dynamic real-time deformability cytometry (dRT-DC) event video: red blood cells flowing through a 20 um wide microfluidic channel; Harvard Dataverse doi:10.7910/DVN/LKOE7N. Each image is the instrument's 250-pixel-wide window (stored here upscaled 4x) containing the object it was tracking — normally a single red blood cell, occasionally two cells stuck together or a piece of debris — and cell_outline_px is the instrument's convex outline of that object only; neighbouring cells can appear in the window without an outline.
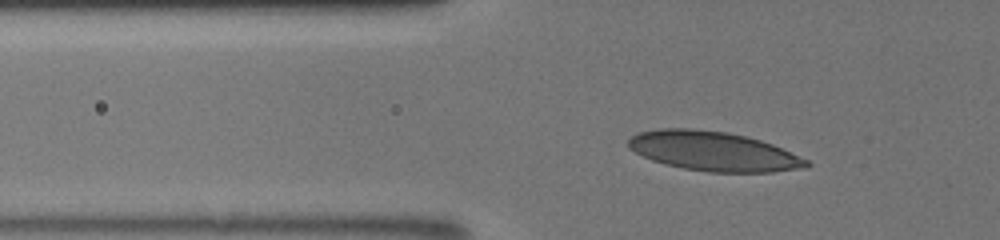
{"species": "human", "species_latin": "Homo sapiens", "temperature_condition": "room temperature", "stored_images_in_passage": 45, "segment_of_instrument_passage": [1, 2], "camera_frame_rate_fps": 3000, "um_per_image_px": 0.085, "donor": {"sex": "male"}, "frame": {"image": 1, "passage_image": 12, "time_ms": 3.667, "image_size_px": [1000, 240], "cell_outline_px": [[812, 164], [808, 168], [772, 172], [708, 172], [684, 168], [652, 160], [628, 148], [628, 140], [632, 136], [640, 132], [660, 128], [692, 128], [728, 132], [760, 140], [772, 144], [808, 160]], "centroid_in_image_um": [60.67, 12.85], "position_along_channel_um": 65.1, "area_um2": 40.75}}
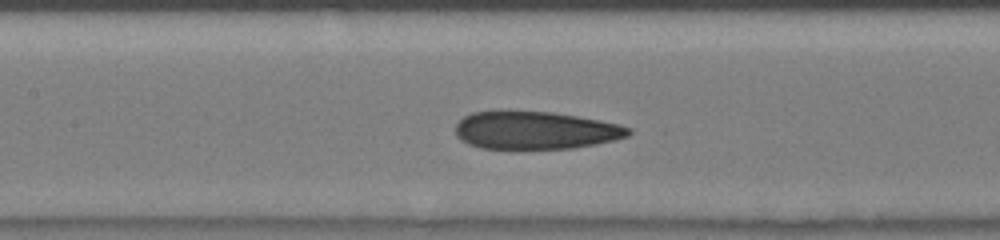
{"frame": {"image": 2, "passage_image": 20, "time_ms": 6.333, "image_size_px": [1000, 240], "cell_outline_px": [[632, 132], [628, 136], [616, 140], [596, 144], [572, 148], [480, 148], [468, 144], [460, 140], [456, 136], [456, 124], [464, 116], [472, 112], [500, 108], [508, 108], [552, 112], [600, 120], [620, 124], [632, 128]], "centroid_in_image_um": [45.47, 11.03], "position_along_channel_um": 161.9, "area_um2": 39.13}}
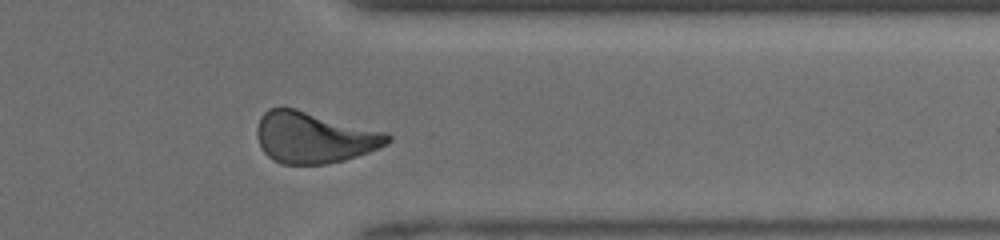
{"frame": {"image": 3, "passage_image": 36, "time_ms": 11.667, "image_size_px": [1000, 240], "cell_outline_px": [[392, 140], [388, 144], [368, 152], [344, 160], [328, 164], [280, 164], [272, 160], [260, 148], [256, 136], [256, 128], [260, 116], [268, 108], [296, 108], [384, 132], [392, 136]], "centroid_in_image_um": [26.65, 11.69], "position_along_channel_um": 384.8, "area_um2": 39.07}}